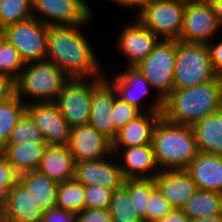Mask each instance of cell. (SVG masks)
I'll use <instances>...</instances> for the list:
<instances>
[{"mask_svg": "<svg viewBox=\"0 0 222 222\" xmlns=\"http://www.w3.org/2000/svg\"><path fill=\"white\" fill-rule=\"evenodd\" d=\"M80 26H48L46 60L54 63L70 79L104 77L97 56L79 30Z\"/></svg>", "mask_w": 222, "mask_h": 222, "instance_id": "1", "label": "cell"}, {"mask_svg": "<svg viewBox=\"0 0 222 222\" xmlns=\"http://www.w3.org/2000/svg\"><path fill=\"white\" fill-rule=\"evenodd\" d=\"M222 109V76L194 87L173 89L164 99L162 116L175 124L193 126Z\"/></svg>", "mask_w": 222, "mask_h": 222, "instance_id": "2", "label": "cell"}, {"mask_svg": "<svg viewBox=\"0 0 222 222\" xmlns=\"http://www.w3.org/2000/svg\"><path fill=\"white\" fill-rule=\"evenodd\" d=\"M152 146L161 171L186 170L199 153L192 127L172 123L163 116L155 126Z\"/></svg>", "mask_w": 222, "mask_h": 222, "instance_id": "3", "label": "cell"}, {"mask_svg": "<svg viewBox=\"0 0 222 222\" xmlns=\"http://www.w3.org/2000/svg\"><path fill=\"white\" fill-rule=\"evenodd\" d=\"M69 79L48 60L28 62L15 81V94L21 99L24 94L35 102H54Z\"/></svg>", "mask_w": 222, "mask_h": 222, "instance_id": "4", "label": "cell"}, {"mask_svg": "<svg viewBox=\"0 0 222 222\" xmlns=\"http://www.w3.org/2000/svg\"><path fill=\"white\" fill-rule=\"evenodd\" d=\"M214 71L207 44L178 40L173 77L174 89H184L214 80Z\"/></svg>", "mask_w": 222, "mask_h": 222, "instance_id": "5", "label": "cell"}, {"mask_svg": "<svg viewBox=\"0 0 222 222\" xmlns=\"http://www.w3.org/2000/svg\"><path fill=\"white\" fill-rule=\"evenodd\" d=\"M91 79H69L54 101L71 128L88 124L93 92L105 81V77Z\"/></svg>", "mask_w": 222, "mask_h": 222, "instance_id": "6", "label": "cell"}, {"mask_svg": "<svg viewBox=\"0 0 222 222\" xmlns=\"http://www.w3.org/2000/svg\"><path fill=\"white\" fill-rule=\"evenodd\" d=\"M177 40H160L137 69L163 100L172 92Z\"/></svg>", "mask_w": 222, "mask_h": 222, "instance_id": "7", "label": "cell"}, {"mask_svg": "<svg viewBox=\"0 0 222 222\" xmlns=\"http://www.w3.org/2000/svg\"><path fill=\"white\" fill-rule=\"evenodd\" d=\"M185 6V2L178 0H149L137 19L161 40L178 41Z\"/></svg>", "mask_w": 222, "mask_h": 222, "instance_id": "8", "label": "cell"}, {"mask_svg": "<svg viewBox=\"0 0 222 222\" xmlns=\"http://www.w3.org/2000/svg\"><path fill=\"white\" fill-rule=\"evenodd\" d=\"M1 36L18 50L24 63L46 60L48 26L37 18L6 26Z\"/></svg>", "mask_w": 222, "mask_h": 222, "instance_id": "9", "label": "cell"}, {"mask_svg": "<svg viewBox=\"0 0 222 222\" xmlns=\"http://www.w3.org/2000/svg\"><path fill=\"white\" fill-rule=\"evenodd\" d=\"M219 25L213 6L209 0H196L186 3L183 13V27L180 41L187 43H209Z\"/></svg>", "mask_w": 222, "mask_h": 222, "instance_id": "10", "label": "cell"}, {"mask_svg": "<svg viewBox=\"0 0 222 222\" xmlns=\"http://www.w3.org/2000/svg\"><path fill=\"white\" fill-rule=\"evenodd\" d=\"M32 11L43 17H36L47 26L84 25L92 17V11L84 0H32Z\"/></svg>", "mask_w": 222, "mask_h": 222, "instance_id": "11", "label": "cell"}, {"mask_svg": "<svg viewBox=\"0 0 222 222\" xmlns=\"http://www.w3.org/2000/svg\"><path fill=\"white\" fill-rule=\"evenodd\" d=\"M26 104V113L39 128L47 145L67 146L71 127L62 116L55 102H32ZM34 102V103H33Z\"/></svg>", "mask_w": 222, "mask_h": 222, "instance_id": "12", "label": "cell"}, {"mask_svg": "<svg viewBox=\"0 0 222 222\" xmlns=\"http://www.w3.org/2000/svg\"><path fill=\"white\" fill-rule=\"evenodd\" d=\"M147 113H141L135 119L130 120L118 133L112 142V147H135L152 144L155 126L162 117L164 100L156 98Z\"/></svg>", "mask_w": 222, "mask_h": 222, "instance_id": "13", "label": "cell"}, {"mask_svg": "<svg viewBox=\"0 0 222 222\" xmlns=\"http://www.w3.org/2000/svg\"><path fill=\"white\" fill-rule=\"evenodd\" d=\"M67 147L76 162L104 159L113 154L112 143L89 124L71 128Z\"/></svg>", "mask_w": 222, "mask_h": 222, "instance_id": "14", "label": "cell"}, {"mask_svg": "<svg viewBox=\"0 0 222 222\" xmlns=\"http://www.w3.org/2000/svg\"><path fill=\"white\" fill-rule=\"evenodd\" d=\"M118 38V47L129 60L127 67L137 66L153 51L160 41L137 18L134 23L125 26Z\"/></svg>", "mask_w": 222, "mask_h": 222, "instance_id": "15", "label": "cell"}, {"mask_svg": "<svg viewBox=\"0 0 222 222\" xmlns=\"http://www.w3.org/2000/svg\"><path fill=\"white\" fill-rule=\"evenodd\" d=\"M74 179L84 186L98 185L113 191L122 188L125 181L119 164L106 159L76 162Z\"/></svg>", "mask_w": 222, "mask_h": 222, "instance_id": "16", "label": "cell"}, {"mask_svg": "<svg viewBox=\"0 0 222 222\" xmlns=\"http://www.w3.org/2000/svg\"><path fill=\"white\" fill-rule=\"evenodd\" d=\"M118 150H121L122 154L123 165L120 163L119 167L125 180L154 178L160 172L152 144L135 147H112L113 155Z\"/></svg>", "mask_w": 222, "mask_h": 222, "instance_id": "17", "label": "cell"}, {"mask_svg": "<svg viewBox=\"0 0 222 222\" xmlns=\"http://www.w3.org/2000/svg\"><path fill=\"white\" fill-rule=\"evenodd\" d=\"M116 92L105 80L94 92L91 100L88 124L111 143L115 140L112 109Z\"/></svg>", "mask_w": 222, "mask_h": 222, "instance_id": "18", "label": "cell"}, {"mask_svg": "<svg viewBox=\"0 0 222 222\" xmlns=\"http://www.w3.org/2000/svg\"><path fill=\"white\" fill-rule=\"evenodd\" d=\"M154 181L171 207L176 209H182L197 191L196 184L186 170H160Z\"/></svg>", "mask_w": 222, "mask_h": 222, "instance_id": "19", "label": "cell"}, {"mask_svg": "<svg viewBox=\"0 0 222 222\" xmlns=\"http://www.w3.org/2000/svg\"><path fill=\"white\" fill-rule=\"evenodd\" d=\"M44 211L18 180L8 192L1 222H42Z\"/></svg>", "mask_w": 222, "mask_h": 222, "instance_id": "20", "label": "cell"}, {"mask_svg": "<svg viewBox=\"0 0 222 222\" xmlns=\"http://www.w3.org/2000/svg\"><path fill=\"white\" fill-rule=\"evenodd\" d=\"M186 171L197 189L222 194V156L199 152Z\"/></svg>", "mask_w": 222, "mask_h": 222, "instance_id": "21", "label": "cell"}, {"mask_svg": "<svg viewBox=\"0 0 222 222\" xmlns=\"http://www.w3.org/2000/svg\"><path fill=\"white\" fill-rule=\"evenodd\" d=\"M76 160L67 146L47 145L37 172L49 175L56 183L74 179Z\"/></svg>", "mask_w": 222, "mask_h": 222, "instance_id": "22", "label": "cell"}, {"mask_svg": "<svg viewBox=\"0 0 222 222\" xmlns=\"http://www.w3.org/2000/svg\"><path fill=\"white\" fill-rule=\"evenodd\" d=\"M105 80L113 87L117 98L135 106L142 112L141 98L148 93V88L152 87L146 78L134 67H127L124 73L113 76L114 81Z\"/></svg>", "mask_w": 222, "mask_h": 222, "instance_id": "23", "label": "cell"}, {"mask_svg": "<svg viewBox=\"0 0 222 222\" xmlns=\"http://www.w3.org/2000/svg\"><path fill=\"white\" fill-rule=\"evenodd\" d=\"M198 151L222 156V109L192 126Z\"/></svg>", "mask_w": 222, "mask_h": 222, "instance_id": "24", "label": "cell"}, {"mask_svg": "<svg viewBox=\"0 0 222 222\" xmlns=\"http://www.w3.org/2000/svg\"><path fill=\"white\" fill-rule=\"evenodd\" d=\"M47 147L46 142L28 144H6L0 151L18 173L36 171Z\"/></svg>", "mask_w": 222, "mask_h": 222, "instance_id": "25", "label": "cell"}, {"mask_svg": "<svg viewBox=\"0 0 222 222\" xmlns=\"http://www.w3.org/2000/svg\"><path fill=\"white\" fill-rule=\"evenodd\" d=\"M18 180L26 187L41 208L49 210L57 207L58 183L49 175L28 171L19 174Z\"/></svg>", "mask_w": 222, "mask_h": 222, "instance_id": "26", "label": "cell"}, {"mask_svg": "<svg viewBox=\"0 0 222 222\" xmlns=\"http://www.w3.org/2000/svg\"><path fill=\"white\" fill-rule=\"evenodd\" d=\"M182 210L191 221L204 216L222 214V194L197 189L195 194L188 199Z\"/></svg>", "mask_w": 222, "mask_h": 222, "instance_id": "27", "label": "cell"}, {"mask_svg": "<svg viewBox=\"0 0 222 222\" xmlns=\"http://www.w3.org/2000/svg\"><path fill=\"white\" fill-rule=\"evenodd\" d=\"M26 104L18 95L0 103V151L5 147L11 132L26 113Z\"/></svg>", "mask_w": 222, "mask_h": 222, "instance_id": "28", "label": "cell"}, {"mask_svg": "<svg viewBox=\"0 0 222 222\" xmlns=\"http://www.w3.org/2000/svg\"><path fill=\"white\" fill-rule=\"evenodd\" d=\"M123 188L127 191L135 211L146 222L148 201L156 188L154 178L126 179Z\"/></svg>", "mask_w": 222, "mask_h": 222, "instance_id": "29", "label": "cell"}, {"mask_svg": "<svg viewBox=\"0 0 222 222\" xmlns=\"http://www.w3.org/2000/svg\"><path fill=\"white\" fill-rule=\"evenodd\" d=\"M85 186L75 179L58 184L57 207L59 209L77 213L84 208Z\"/></svg>", "mask_w": 222, "mask_h": 222, "instance_id": "30", "label": "cell"}, {"mask_svg": "<svg viewBox=\"0 0 222 222\" xmlns=\"http://www.w3.org/2000/svg\"><path fill=\"white\" fill-rule=\"evenodd\" d=\"M32 17H34L32 0H0V25L2 29Z\"/></svg>", "mask_w": 222, "mask_h": 222, "instance_id": "31", "label": "cell"}, {"mask_svg": "<svg viewBox=\"0 0 222 222\" xmlns=\"http://www.w3.org/2000/svg\"><path fill=\"white\" fill-rule=\"evenodd\" d=\"M108 210L112 222H144L135 211L130 197L123 187L113 192Z\"/></svg>", "mask_w": 222, "mask_h": 222, "instance_id": "32", "label": "cell"}, {"mask_svg": "<svg viewBox=\"0 0 222 222\" xmlns=\"http://www.w3.org/2000/svg\"><path fill=\"white\" fill-rule=\"evenodd\" d=\"M24 65L18 50L0 35V74L16 81Z\"/></svg>", "mask_w": 222, "mask_h": 222, "instance_id": "33", "label": "cell"}, {"mask_svg": "<svg viewBox=\"0 0 222 222\" xmlns=\"http://www.w3.org/2000/svg\"><path fill=\"white\" fill-rule=\"evenodd\" d=\"M32 142H45V140L35 122L25 113L13 128L7 144H28Z\"/></svg>", "mask_w": 222, "mask_h": 222, "instance_id": "34", "label": "cell"}, {"mask_svg": "<svg viewBox=\"0 0 222 222\" xmlns=\"http://www.w3.org/2000/svg\"><path fill=\"white\" fill-rule=\"evenodd\" d=\"M113 190L98 185L85 186L84 208L108 209Z\"/></svg>", "mask_w": 222, "mask_h": 222, "instance_id": "35", "label": "cell"}, {"mask_svg": "<svg viewBox=\"0 0 222 222\" xmlns=\"http://www.w3.org/2000/svg\"><path fill=\"white\" fill-rule=\"evenodd\" d=\"M142 112L135 106L129 105L127 102L115 98L112 115L113 123L115 126V138L117 133L130 121L139 116Z\"/></svg>", "mask_w": 222, "mask_h": 222, "instance_id": "36", "label": "cell"}, {"mask_svg": "<svg viewBox=\"0 0 222 222\" xmlns=\"http://www.w3.org/2000/svg\"><path fill=\"white\" fill-rule=\"evenodd\" d=\"M148 202L146 222H157L173 209L157 187L152 191Z\"/></svg>", "mask_w": 222, "mask_h": 222, "instance_id": "37", "label": "cell"}, {"mask_svg": "<svg viewBox=\"0 0 222 222\" xmlns=\"http://www.w3.org/2000/svg\"><path fill=\"white\" fill-rule=\"evenodd\" d=\"M76 222H112L108 209L83 208L76 213Z\"/></svg>", "mask_w": 222, "mask_h": 222, "instance_id": "38", "label": "cell"}, {"mask_svg": "<svg viewBox=\"0 0 222 222\" xmlns=\"http://www.w3.org/2000/svg\"><path fill=\"white\" fill-rule=\"evenodd\" d=\"M19 174L0 152V188H12Z\"/></svg>", "mask_w": 222, "mask_h": 222, "instance_id": "39", "label": "cell"}, {"mask_svg": "<svg viewBox=\"0 0 222 222\" xmlns=\"http://www.w3.org/2000/svg\"><path fill=\"white\" fill-rule=\"evenodd\" d=\"M42 222H76V213L58 207L44 211Z\"/></svg>", "mask_w": 222, "mask_h": 222, "instance_id": "40", "label": "cell"}, {"mask_svg": "<svg viewBox=\"0 0 222 222\" xmlns=\"http://www.w3.org/2000/svg\"><path fill=\"white\" fill-rule=\"evenodd\" d=\"M207 46L213 69L219 76H222V41H219L217 44L209 42Z\"/></svg>", "mask_w": 222, "mask_h": 222, "instance_id": "41", "label": "cell"}, {"mask_svg": "<svg viewBox=\"0 0 222 222\" xmlns=\"http://www.w3.org/2000/svg\"><path fill=\"white\" fill-rule=\"evenodd\" d=\"M15 95V81L8 76L0 74V103L7 101Z\"/></svg>", "mask_w": 222, "mask_h": 222, "instance_id": "42", "label": "cell"}, {"mask_svg": "<svg viewBox=\"0 0 222 222\" xmlns=\"http://www.w3.org/2000/svg\"><path fill=\"white\" fill-rule=\"evenodd\" d=\"M157 222H191L182 209L173 208L171 212Z\"/></svg>", "mask_w": 222, "mask_h": 222, "instance_id": "43", "label": "cell"}, {"mask_svg": "<svg viewBox=\"0 0 222 222\" xmlns=\"http://www.w3.org/2000/svg\"><path fill=\"white\" fill-rule=\"evenodd\" d=\"M112 1L126 8L134 7L135 9L136 7L138 9L137 13H139L144 8V6L149 2V0H112Z\"/></svg>", "mask_w": 222, "mask_h": 222, "instance_id": "44", "label": "cell"}, {"mask_svg": "<svg viewBox=\"0 0 222 222\" xmlns=\"http://www.w3.org/2000/svg\"><path fill=\"white\" fill-rule=\"evenodd\" d=\"M213 6L219 27H222V0H209Z\"/></svg>", "mask_w": 222, "mask_h": 222, "instance_id": "45", "label": "cell"}, {"mask_svg": "<svg viewBox=\"0 0 222 222\" xmlns=\"http://www.w3.org/2000/svg\"><path fill=\"white\" fill-rule=\"evenodd\" d=\"M11 188H0V222L5 212V206L8 198V192Z\"/></svg>", "mask_w": 222, "mask_h": 222, "instance_id": "46", "label": "cell"}, {"mask_svg": "<svg viewBox=\"0 0 222 222\" xmlns=\"http://www.w3.org/2000/svg\"><path fill=\"white\" fill-rule=\"evenodd\" d=\"M191 222H222V214L204 216L197 220H192Z\"/></svg>", "mask_w": 222, "mask_h": 222, "instance_id": "47", "label": "cell"}, {"mask_svg": "<svg viewBox=\"0 0 222 222\" xmlns=\"http://www.w3.org/2000/svg\"><path fill=\"white\" fill-rule=\"evenodd\" d=\"M178 1H182V2H185V3H189V2H192V1H196V0H178Z\"/></svg>", "mask_w": 222, "mask_h": 222, "instance_id": "48", "label": "cell"}]
</instances>
